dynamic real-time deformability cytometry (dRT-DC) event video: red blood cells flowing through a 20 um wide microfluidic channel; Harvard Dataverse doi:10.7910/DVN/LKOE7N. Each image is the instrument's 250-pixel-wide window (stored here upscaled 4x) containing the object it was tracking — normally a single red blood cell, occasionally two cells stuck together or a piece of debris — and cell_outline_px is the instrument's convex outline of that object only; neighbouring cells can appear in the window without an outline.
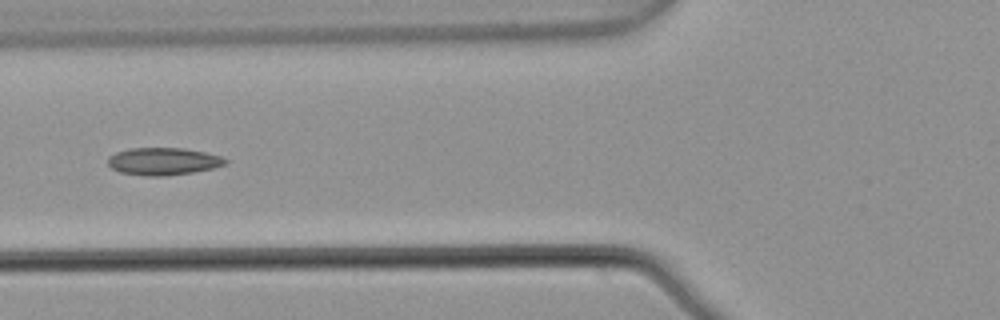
{"species": "common noctule bat (a hibernating species)", "species_latin": "Nyctalus noctula", "temperature_condition": "warm", "stored_images_in_passage": 5, "camera_frame_rate_fps": 3000, "um_per_image_px": 0.085, "animal": {"sex": "male", "body_mass_g": 21.5, "forearm_length_mm": 52.0}, "frame": {"image": 1, "passage_image": 5, "time_ms": 1.333, "image_size_px": [1000, 320], "cell_outline_px": [[228, 164], [212, 168], [192, 172], [164, 176], [144, 176], [120, 172], [112, 168], [108, 164], [108, 156], [116, 152], [132, 148], [184, 148], [204, 152], [220, 156], [228, 160]], "centroid_in_image_um": [13.87, 13.71], "position_along_channel_um": 111.9, "area_um2": 18.73}}